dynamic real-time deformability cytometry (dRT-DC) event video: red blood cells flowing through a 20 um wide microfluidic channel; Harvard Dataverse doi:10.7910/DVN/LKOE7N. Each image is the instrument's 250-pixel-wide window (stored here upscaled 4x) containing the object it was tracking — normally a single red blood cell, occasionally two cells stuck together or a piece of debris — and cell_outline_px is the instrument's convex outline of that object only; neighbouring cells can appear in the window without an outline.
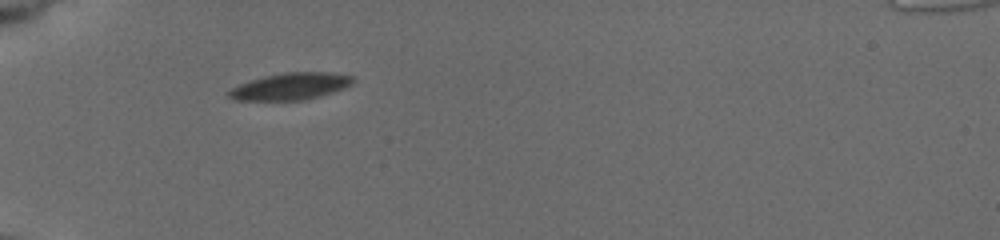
{"species": "common noctule bat (a hibernating species)", "species_latin": "Nyctalus noctula", "temperature_condition": "cold", "stored_images_in_passage": 64, "camera_frame_rate_fps": 3000, "um_per_image_px": 0.085, "animal": {"sex": "female", "body_mass_g": 19.5, "forearm_length_mm": 54.1}, "frame": {"image": 1, "passage_image": 1, "time_ms": 0.0, "image_size_px": [1000, 240], "cell_outline_px": [[356, 80], [352, 84], [344, 88], [320, 96], [300, 100], [236, 100], [228, 96], [228, 92], [232, 88], [240, 84], [264, 76], [288, 72], [324, 72], [352, 76]], "centroid_in_image_um": [24.72, 7.34], "position_along_channel_um": 60.3, "area_um2": 19.13}}
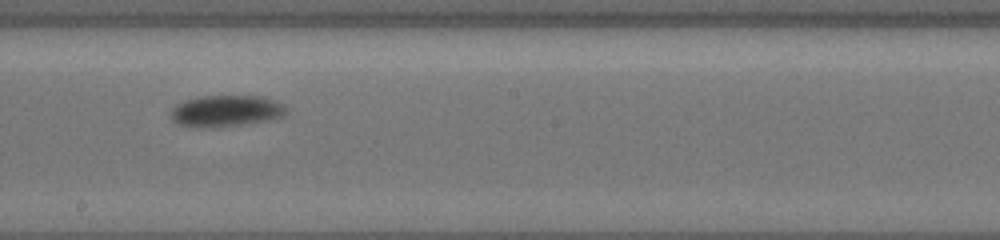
{"frame": {"image": 2, "passage_image": 32, "time_ms": 5.0, "image_size_px": [1000, 240], "cell_outline_px": [[284, 112], [280, 116], [264, 120], [240, 124], [180, 124], [172, 120], [172, 108], [188, 100], [200, 96], [256, 96], [272, 100], [280, 104], [284, 108]], "centroid_in_image_um": [19.2, 9.37], "position_along_channel_um": 229.0, "area_um2": 19.25}}
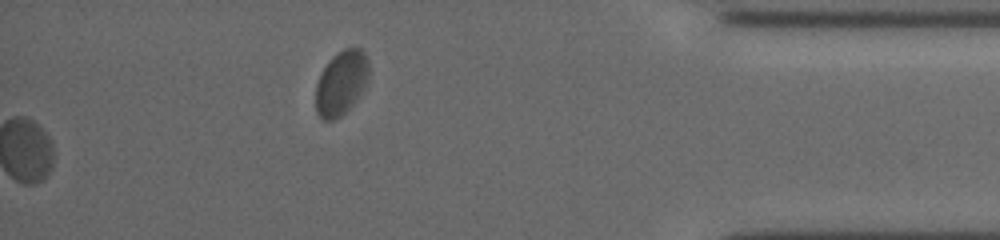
{"frame": {"image": 3, "passage_image": 64, "time_ms": 10.667, "image_size_px": [1000, 240], "cell_outline_px": [[368, 80], [348, 108], [336, 120], [324, 120], [316, 112], [316, 84], [328, 60], [332, 56], [344, 48], [360, 48], [364, 52], [368, 60]], "centroid_in_image_um": [28.98, 7.02], "position_along_channel_um": 406.2, "area_um2": 19.54}, "authors_computed_cell_mechanics": {"area_um2": 20.1722, "velocity_mm_per_s": 3.6584, "shape_relaxation_time_tau1_ms": 3.9577, "shape_relaxation_time_tau2_ms": null, "deformation_change_tau1": 0.0881, "deformation_change_tau2": null}}